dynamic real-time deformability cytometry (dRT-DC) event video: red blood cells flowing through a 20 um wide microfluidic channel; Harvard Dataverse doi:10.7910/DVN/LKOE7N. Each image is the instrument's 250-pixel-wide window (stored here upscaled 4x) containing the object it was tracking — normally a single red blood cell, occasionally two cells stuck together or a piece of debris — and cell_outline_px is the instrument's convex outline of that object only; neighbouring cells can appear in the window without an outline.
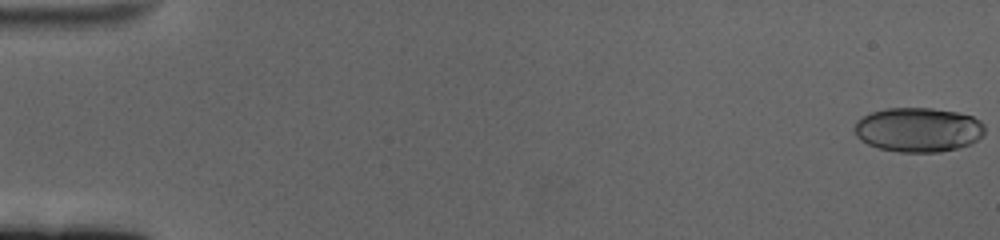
{"species": "human", "species_latin": "Homo sapiens", "temperature_condition": "cold", "stored_images_in_passage": 61, "camera_frame_rate_fps": 3000, "um_per_image_px": 0.085, "donor": {"sex": "female"}, "frame": {"image": 1, "passage_image": 1, "time_ms": 0.0, "image_size_px": [1000, 240], "cell_outline_px": [[984, 132], [972, 144], [960, 148], [940, 152], [900, 152], [880, 148], [868, 144], [860, 140], [856, 136], [852, 128], [856, 120], [872, 112], [884, 108], [932, 108], [956, 112], [972, 116], [980, 120], [984, 124]], "centroid_in_image_um": [78.03, 11.03], "position_along_channel_um": 7.0, "area_um2": 33.99}}
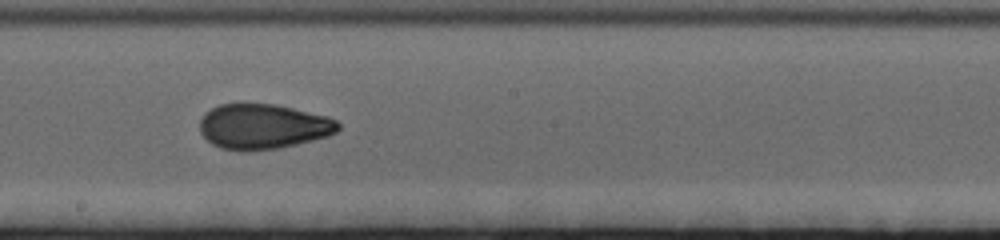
{"frame": {"image": 2, "passage_image": 35, "time_ms": 11.333, "image_size_px": [1000, 240], "cell_outline_px": [[340, 128], [336, 132], [328, 136], [280, 148], [244, 152], [220, 148], [212, 144], [200, 132], [200, 120], [204, 112], [220, 104], [276, 104], [328, 116], [336, 120], [340, 124]], "centroid_in_image_um": [22.36, 10.76], "position_along_channel_um": 225.8, "area_um2": 36.59}}
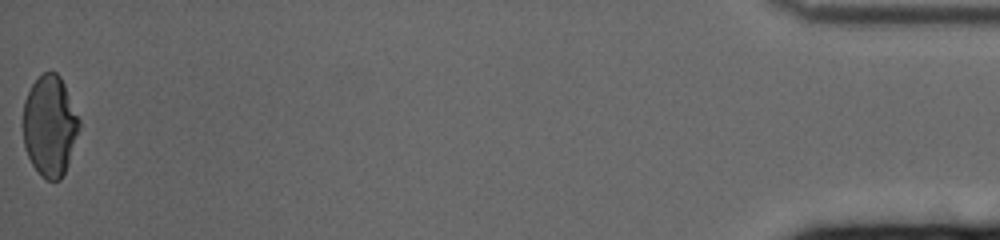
{"frame": {"image": 3, "passage_image": 61, "time_ms": 20.0, "image_size_px": [1000, 240], "cell_outline_px": [[80, 128], [68, 164], [60, 180], [48, 180], [40, 176], [32, 164], [24, 148], [24, 100], [32, 84], [44, 72], [56, 72], [60, 76], [64, 84], [80, 120]], "centroid_in_image_um": [4.24, 10.71], "position_along_channel_um": 431.0, "area_um2": 32.77}, "authors_computed_cell_mechanics": {"area_um2": 34.68, "velocity_mm_per_s": 3.4031, "shape_relaxation_time_tau1_ms": 5.9907, "shape_relaxation_time_tau2_ms": 1.7529, "deformation_change_tau1": 0.1678, "deformation_change_tau2": 0.0737}}